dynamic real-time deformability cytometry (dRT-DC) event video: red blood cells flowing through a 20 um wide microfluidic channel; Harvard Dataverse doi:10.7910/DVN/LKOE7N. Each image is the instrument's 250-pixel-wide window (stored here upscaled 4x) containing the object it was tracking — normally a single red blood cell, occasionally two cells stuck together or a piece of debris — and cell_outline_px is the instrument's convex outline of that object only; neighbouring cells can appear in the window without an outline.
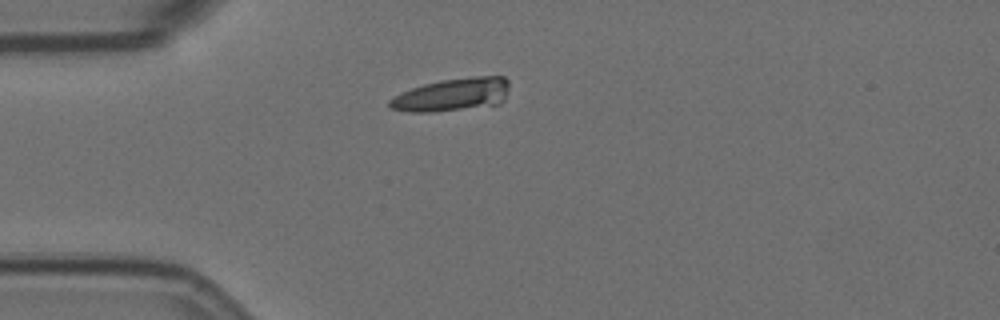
{"species": "Egyptian fruit bat (a non-hibernating species)", "species_latin": "Rousettus aegyptiacus", "temperature_condition": "room temperature", "stored_images_in_passage": 3, "camera_frame_rate_fps": 3000, "um_per_image_px": 0.085, "animal": {"sex": "female"}, "frame": {"image": 1, "passage_image": 1, "time_ms": 0.0, "image_size_px": [1000, 320], "cell_outline_px": [[508, 88], [504, 100], [500, 104], [432, 112], [408, 112], [388, 108], [388, 100], [412, 88], [424, 84], [440, 80], [472, 76], [504, 76], [508, 80]], "centroid_in_image_um": [38.45, 8.04], "position_along_channel_um": 46.6, "area_um2": 22.95}}